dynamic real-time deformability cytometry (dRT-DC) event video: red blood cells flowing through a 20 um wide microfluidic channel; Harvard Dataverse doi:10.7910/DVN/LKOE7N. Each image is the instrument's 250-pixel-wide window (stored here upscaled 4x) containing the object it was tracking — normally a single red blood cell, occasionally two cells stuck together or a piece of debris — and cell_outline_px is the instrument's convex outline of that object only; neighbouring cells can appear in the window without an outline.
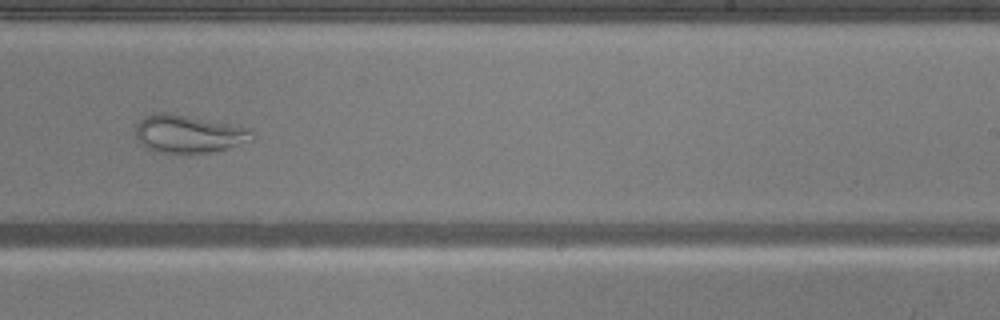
{"species": "common noctule bat (a hibernating species)", "species_latin": "Nyctalus noctula", "temperature_condition": "warm", "stored_images_in_passage": 46, "camera_frame_rate_fps": 3000, "um_per_image_px": 0.085, "animal": {"sex": "male", "body_mass_g": 20.5, "forearm_length_mm": 52.5}, "frame": {"image": 1, "passage_image": 27, "time_ms": 8.667, "image_size_px": [1000, 320], "cell_outline_px": [[252, 140], [224, 148], [208, 152], [184, 156], [160, 152], [148, 148], [136, 136], [136, 124], [144, 116], [156, 112], [168, 112], [252, 128]], "centroid_in_image_um": [16.01, 11.39], "position_along_channel_um": 273.0, "area_um2": 25.84}}
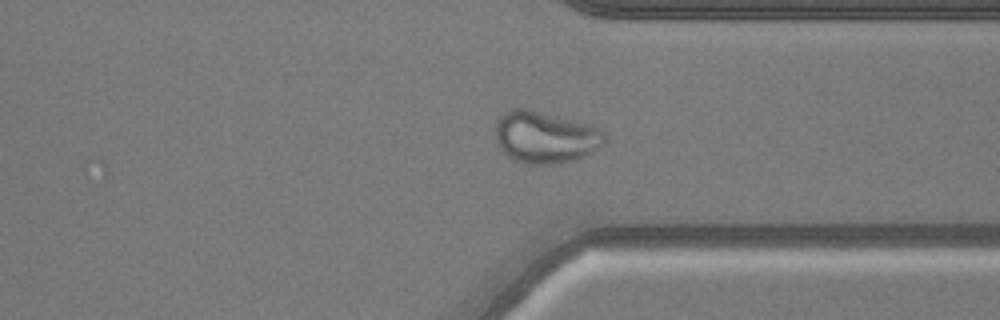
{"frame": {"image": 2, "passage_image": 34, "time_ms": 11.0, "image_size_px": [1000, 320], "cell_outline_px": [[608, 136], [604, 144], [572, 160], [560, 164], [524, 164], [512, 160], [496, 144], [496, 124], [500, 116], [504, 112], [512, 108], [528, 108], [592, 124], [600, 128]], "centroid_in_image_um": [46.34, 11.64], "position_along_channel_um": 365.1, "area_um2": 33.35}}
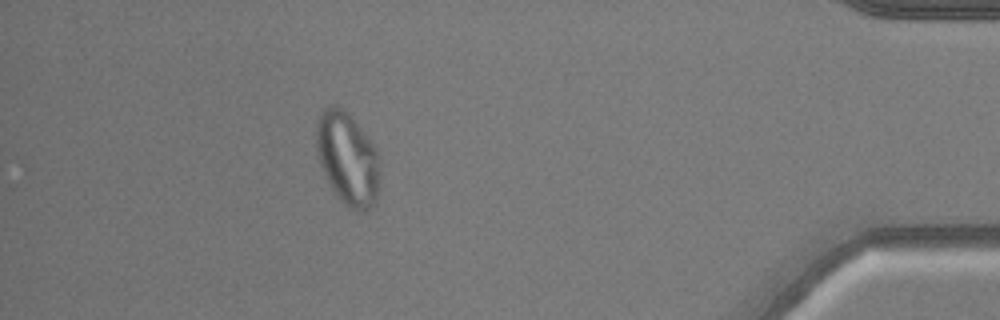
{"frame": {"image": 3, "passage_image": 41, "time_ms": 13.333, "image_size_px": [1000, 320], "cell_outline_px": [[380, 188], [376, 204], [368, 208], [356, 212], [348, 208], [336, 196], [324, 176], [320, 164], [316, 148], [316, 120], [320, 112], [328, 104], [336, 104], [348, 112], [376, 148], [380, 172]], "centroid_in_image_um": [29.54, 13.49], "position_along_channel_um": 405.7, "area_um2": 35.08}}